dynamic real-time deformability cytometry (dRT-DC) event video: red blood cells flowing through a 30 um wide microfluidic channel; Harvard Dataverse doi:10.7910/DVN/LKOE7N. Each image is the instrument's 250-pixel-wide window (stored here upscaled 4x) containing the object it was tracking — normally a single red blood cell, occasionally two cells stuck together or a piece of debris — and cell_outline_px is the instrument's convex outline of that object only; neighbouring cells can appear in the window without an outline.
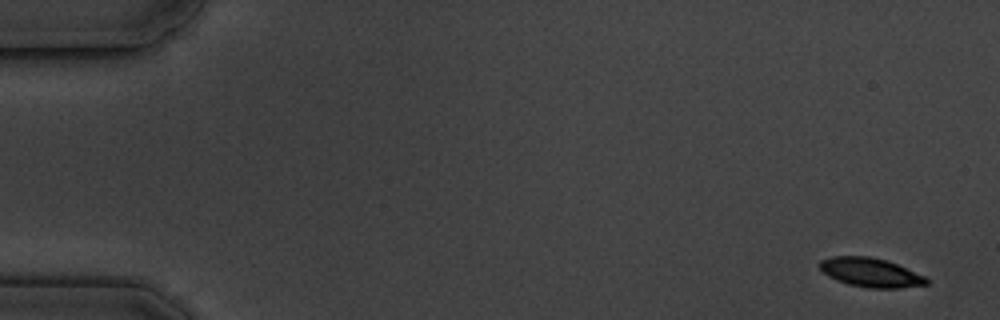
{"species": "common noctule bat (a hibernating species)", "species_latin": "Nyctalus noctula", "temperature_condition": "cold", "stored_images_in_passage": 6, "camera_frame_rate_fps": 3000, "um_per_image_px": 0.085, "animal": {"sex": "male", "body_mass_g": 19.5, "forearm_length_mm": 54.6}, "frame": {"image": 1, "passage_image": 1, "time_ms": 0.0, "image_size_px": [1000, 320], "cell_outline_px": [[928, 284], [900, 288], [868, 288], [848, 284], [836, 280], [828, 276], [820, 268], [820, 260], [832, 256], [868, 256], [888, 260], [924, 276], [928, 280]], "centroid_in_image_um": [73.99, 23.16], "position_along_channel_um": 11.0, "area_um2": 18.03}}
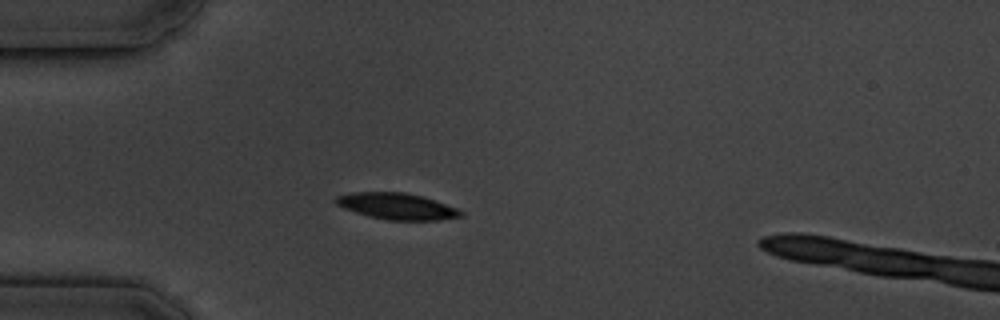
{"frame": {"image": 2, "passage_image": 5, "time_ms": 4.667, "image_size_px": [1000, 320], "cell_outline_px": [[464, 216], [440, 220], [388, 220], [368, 216], [344, 208], [336, 204], [332, 200], [336, 196], [352, 192], [404, 192], [420, 196], [456, 208], [464, 212]], "centroid_in_image_um": [33.7, 17.53], "position_along_channel_um": 51.3, "area_um2": 19.07}}